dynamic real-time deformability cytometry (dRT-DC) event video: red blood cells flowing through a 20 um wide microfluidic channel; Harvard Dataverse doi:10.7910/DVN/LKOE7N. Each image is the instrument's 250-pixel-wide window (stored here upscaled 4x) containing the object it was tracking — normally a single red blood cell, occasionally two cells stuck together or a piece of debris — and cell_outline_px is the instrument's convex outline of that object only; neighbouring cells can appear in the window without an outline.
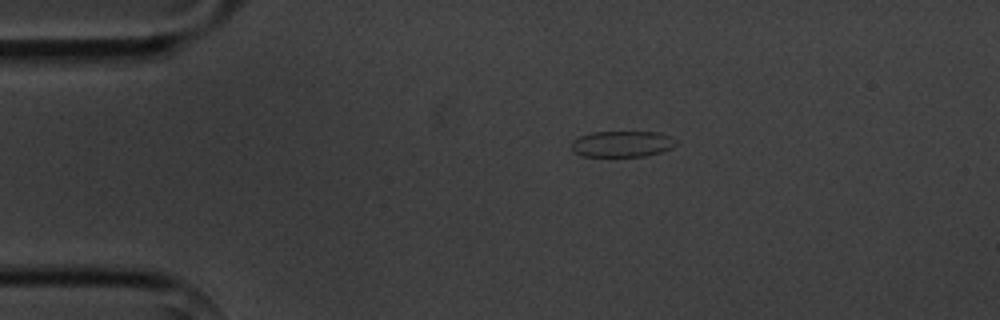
{"species": "common noctule bat (a hibernating species)", "species_latin": "Nyctalus noctula", "temperature_condition": "cold", "stored_images_in_passage": 3, "camera_frame_rate_fps": 3000, "um_per_image_px": 0.085, "animal": {"sex": "male", "body_mass_g": 20.1, "forearm_length_mm": 53.5}, "frame": {"image": 1, "passage_image": 1, "time_ms": 0.0, "image_size_px": [1000, 320], "cell_outline_px": [[676, 144], [672, 148], [660, 152], [644, 156], [584, 156], [576, 152], [572, 148], [572, 140], [580, 136], [592, 132], [660, 132], [672, 136], [676, 140]], "centroid_in_image_um": [52.92, 12.22], "position_along_channel_um": 32.1, "area_um2": 15.84}}
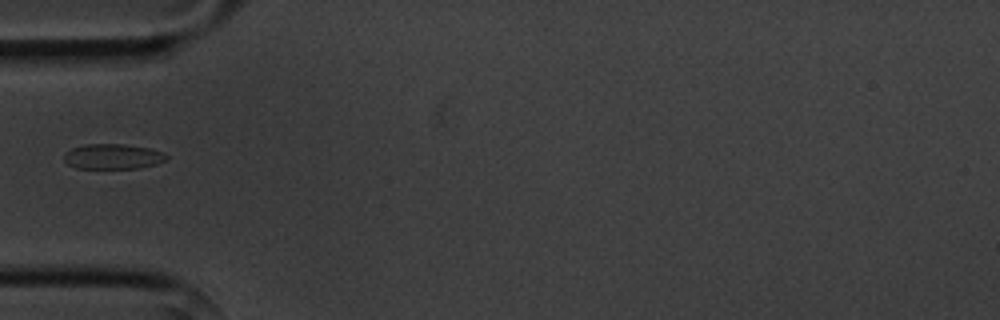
{"frame": {"image": 2, "passage_image": 3, "time_ms": 2.333, "image_size_px": [1000, 320], "cell_outline_px": [[168, 160], [156, 164], [140, 168], [76, 168], [68, 164], [64, 160], [64, 152], [72, 148], [84, 144], [124, 144], [148, 148], [164, 152], [168, 156]], "centroid_in_image_um": [9.6, 13.3], "position_along_channel_um": 75.4, "area_um2": 15.14}}